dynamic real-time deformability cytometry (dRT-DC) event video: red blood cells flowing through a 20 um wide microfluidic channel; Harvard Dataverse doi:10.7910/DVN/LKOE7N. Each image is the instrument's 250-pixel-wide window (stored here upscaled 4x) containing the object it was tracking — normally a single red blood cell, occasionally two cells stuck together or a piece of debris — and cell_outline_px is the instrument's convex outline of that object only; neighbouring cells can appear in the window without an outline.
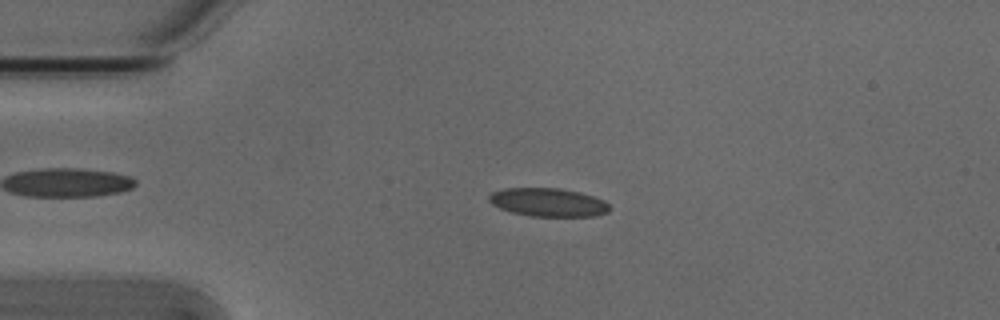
{"species": "Egyptian fruit bat (a non-hibernating species)", "species_latin": "Rousettus aegyptiacus", "temperature_condition": "cold", "stored_images_in_passage": 5, "camera_frame_rate_fps": 3000, "um_per_image_px": 0.085, "animal": {"sex": "male"}, "frame": {"image": 1, "passage_image": 4, "time_ms": 1.0, "image_size_px": [1000, 320], "cell_outline_px": [[608, 212], [596, 216], [528, 216], [512, 212], [500, 208], [492, 204], [488, 200], [488, 196], [492, 192], [504, 188], [560, 188], [580, 192], [604, 200], [608, 204]], "centroid_in_image_um": [46.57, 17.19], "position_along_channel_um": 38.4, "area_um2": 19.94}}